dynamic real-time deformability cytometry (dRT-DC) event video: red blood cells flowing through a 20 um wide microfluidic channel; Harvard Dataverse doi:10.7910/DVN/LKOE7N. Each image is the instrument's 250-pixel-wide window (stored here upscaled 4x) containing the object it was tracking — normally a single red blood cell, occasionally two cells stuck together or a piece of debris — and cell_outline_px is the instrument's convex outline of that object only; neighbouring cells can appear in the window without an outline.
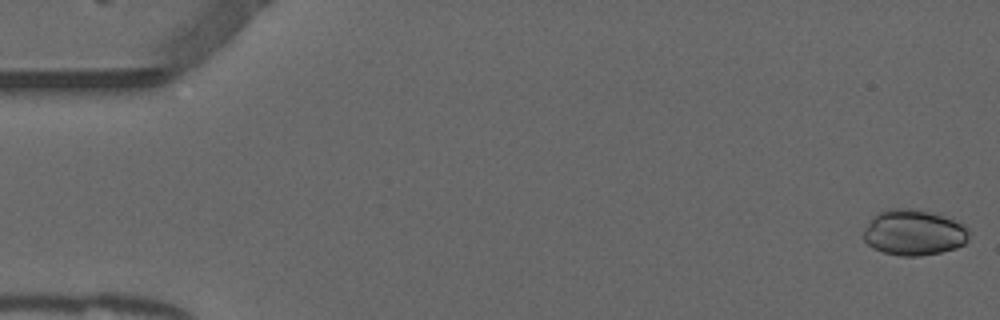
{"species": "common noctule bat (a hibernating species)", "species_latin": "Nyctalus noctula", "temperature_condition": "warm", "stored_images_in_passage": 25, "camera_frame_rate_fps": 3000, "um_per_image_px": 0.085, "animal": {"sex": "male", "forearm_length_mm": 52.5}, "frame": {"image": 1, "passage_image": 1, "time_ms": 0.0, "image_size_px": [1000, 320], "cell_outline_px": [[968, 240], [964, 244], [956, 248], [940, 252], [920, 256], [900, 256], [884, 252], [872, 248], [864, 240], [864, 228], [872, 216], [876, 212], [892, 208], [908, 208], [940, 212], [964, 224], [968, 228]], "centroid_in_image_um": [77.69, 19.74], "position_along_channel_um": 7.3, "area_um2": 28.73}}
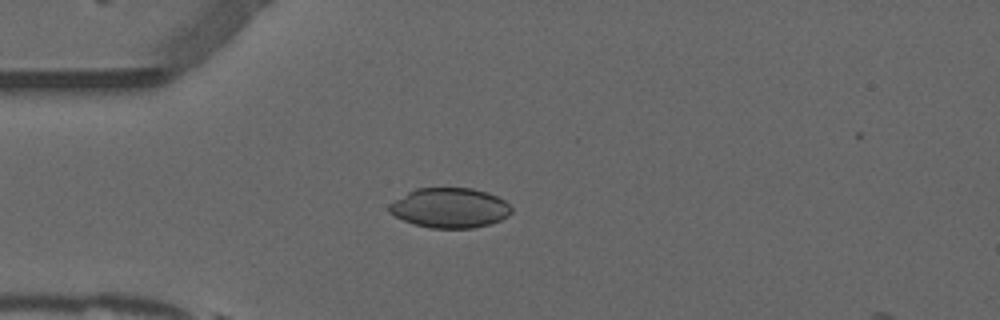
{"frame": {"image": 2, "passage_image": 14, "time_ms": 4.333, "image_size_px": [1000, 320], "cell_outline_px": [[512, 212], [508, 216], [500, 220], [488, 224], [472, 228], [432, 228], [416, 224], [404, 220], [388, 212], [388, 204], [408, 192], [416, 188], [472, 188], [488, 192], [504, 200], [512, 208]], "centroid_in_image_um": [38.23, 17.66], "position_along_channel_um": 46.8, "area_um2": 28.32}}
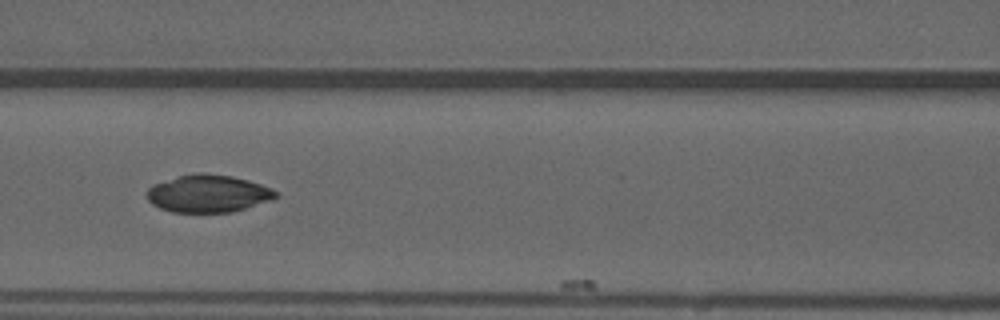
{"frame": {"image": 3, "passage_image": 23, "time_ms": 7.333, "image_size_px": [1000, 320], "cell_outline_px": [[280, 196], [272, 200], [232, 212], [172, 212], [160, 208], [152, 204], [148, 200], [148, 188], [152, 184], [176, 176], [200, 172], [232, 176], [248, 180], [272, 188], [280, 192]], "centroid_in_image_um": [17.72, 16.45], "position_along_channel_um": 148.9, "area_um2": 28.38}}